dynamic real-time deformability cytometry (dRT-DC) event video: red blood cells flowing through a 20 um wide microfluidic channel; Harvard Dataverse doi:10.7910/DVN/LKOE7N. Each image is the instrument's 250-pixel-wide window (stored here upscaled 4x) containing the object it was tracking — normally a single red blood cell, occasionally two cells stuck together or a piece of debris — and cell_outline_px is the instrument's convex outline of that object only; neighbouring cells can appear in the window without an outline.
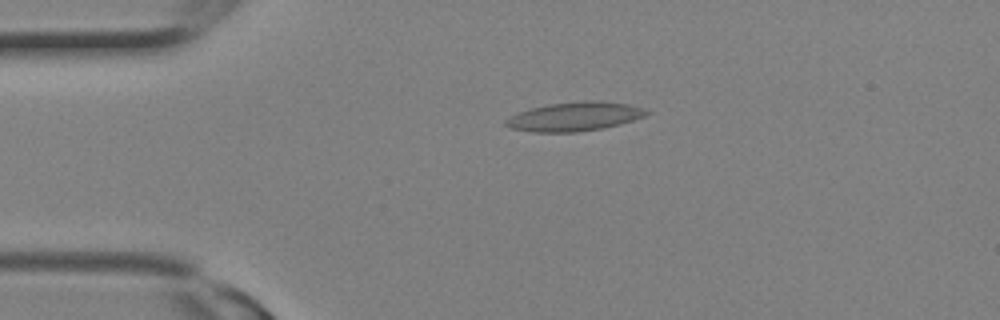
{"species": "Egyptian fruit bat (a non-hibernating species)", "species_latin": "Rousettus aegyptiacus", "temperature_condition": "room temperature", "stored_images_in_passage": 2, "camera_frame_rate_fps": 3000, "um_per_image_px": 0.085, "animal": {"sex": "female"}, "frame": {"image": 1, "passage_image": 2, "time_ms": 0.333, "image_size_px": [1000, 320], "cell_outline_px": [[652, 112], [644, 116], [620, 124], [604, 128], [576, 132], [532, 132], [512, 128], [504, 124], [504, 120], [520, 112], [532, 108], [548, 104], [588, 100], [600, 100], [628, 104], [644, 108]], "centroid_in_image_um": [48.88, 9.9], "position_along_channel_um": 36.1, "area_um2": 23.7}}